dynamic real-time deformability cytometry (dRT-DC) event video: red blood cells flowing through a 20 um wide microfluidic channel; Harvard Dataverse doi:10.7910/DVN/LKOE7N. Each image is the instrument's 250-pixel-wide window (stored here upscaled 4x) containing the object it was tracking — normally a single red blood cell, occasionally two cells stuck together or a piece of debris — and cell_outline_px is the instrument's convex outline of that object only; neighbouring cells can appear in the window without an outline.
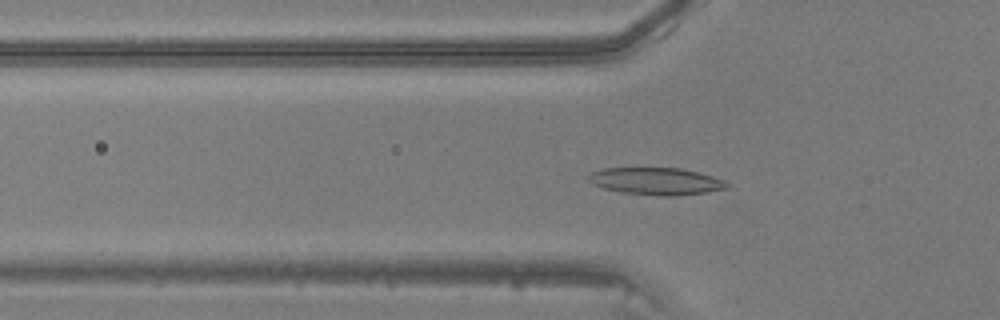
{"species": "common noctule bat (a hibernating species)", "species_latin": "Nyctalus noctula", "temperature_condition": "warm", "stored_images_in_passage": 41, "camera_frame_rate_fps": 3000, "um_per_image_px": 0.085, "animal": {"sex": "male", "body_mass_g": 20.5, "forearm_length_mm": 52.5}, "frame": {"image": 1, "passage_image": 10, "time_ms": 3.0, "image_size_px": [1000, 320], "cell_outline_px": [[728, 188], [708, 192], [676, 196], [660, 196], [620, 192], [604, 188], [592, 184], [588, 180], [588, 176], [592, 172], [604, 168], [680, 168], [712, 176], [724, 180], [728, 184]], "centroid_in_image_um": [55.77, 15.41], "position_along_channel_um": 70.0, "area_um2": 21.91}}
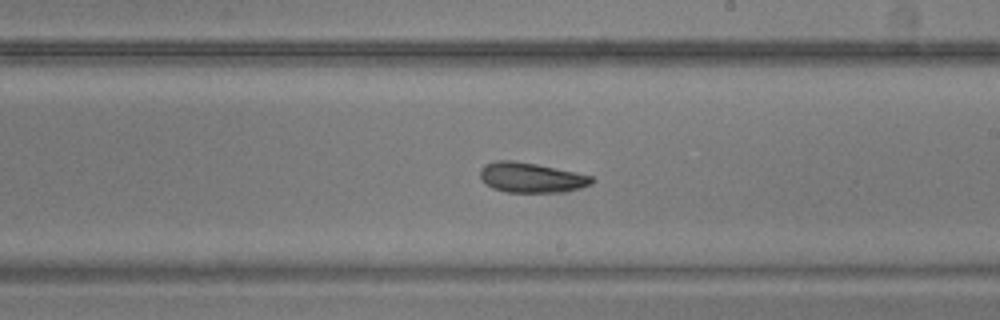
{"frame": {"image": 2, "passage_image": 22, "time_ms": 7.0, "image_size_px": [1000, 320], "cell_outline_px": [[596, 180], [592, 184], [580, 188], [564, 192], [508, 192], [492, 188], [484, 184], [480, 180], [480, 168], [484, 164], [496, 160], [512, 160], [536, 164], [576, 172], [592, 176]], "centroid_in_image_um": [45.13, 15.09], "position_along_channel_um": 243.9, "area_um2": 19.77}}
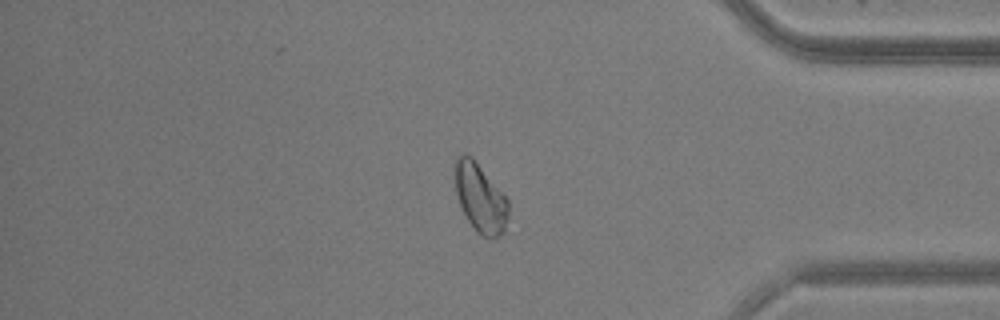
{"frame": {"image": 3, "passage_image": 34, "time_ms": 11.0, "image_size_px": [1000, 320], "cell_outline_px": [[508, 216], [504, 232], [500, 236], [492, 240], [480, 236], [476, 232], [468, 220], [460, 204], [456, 192], [456, 156], [464, 152], [472, 156], [508, 200]], "centroid_in_image_um": [40.84, 16.86], "position_along_channel_um": 394.4, "area_um2": 21.33}}